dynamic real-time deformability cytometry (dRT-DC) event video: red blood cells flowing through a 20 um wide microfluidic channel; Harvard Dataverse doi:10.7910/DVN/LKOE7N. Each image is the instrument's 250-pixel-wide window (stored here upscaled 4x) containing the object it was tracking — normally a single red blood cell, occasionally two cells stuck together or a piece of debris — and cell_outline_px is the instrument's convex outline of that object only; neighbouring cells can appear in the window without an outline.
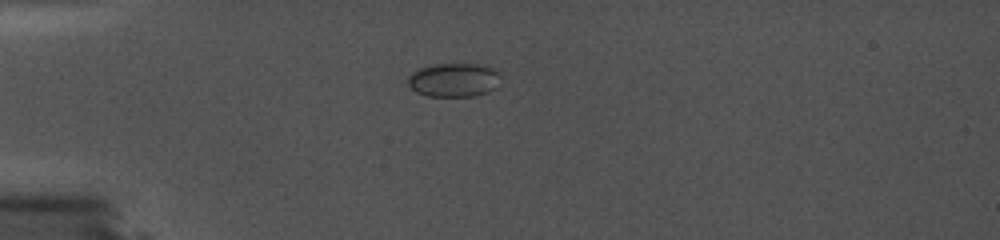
{"species": "common noctule bat (a hibernating species)", "species_latin": "Nyctalus noctula", "temperature_condition": "cold", "stored_images_in_passage": 67, "camera_frame_rate_fps": 5000, "um_per_image_px": 0.085, "animal": {"sex": "female", "body_mass_g": 19.0, "forearm_length_mm": 56.7}, "frame": {"image": 1, "passage_image": 2, "time_ms": 0.2, "image_size_px": [1000, 240], "cell_outline_px": [[500, 76], [496, 88], [488, 92], [472, 96], [428, 96], [416, 92], [408, 84], [408, 76], [412, 72], [420, 68], [436, 64], [488, 64]], "centroid_in_image_um": [38.58, 6.79], "position_along_channel_um": 46.4, "area_um2": 18.26}}
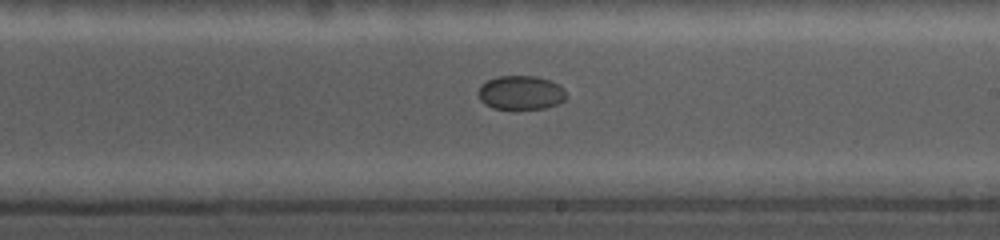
{"frame": {"image": 2, "passage_image": 35, "time_ms": 6.8, "image_size_px": [1000, 240], "cell_outline_px": [[568, 96], [564, 100], [556, 104], [544, 108], [512, 112], [492, 108], [484, 104], [480, 100], [476, 92], [480, 84], [496, 76], [536, 76], [560, 84], [564, 88]], "centroid_in_image_um": [44.23, 7.92], "position_along_channel_um": 244.8, "area_um2": 18.32}}
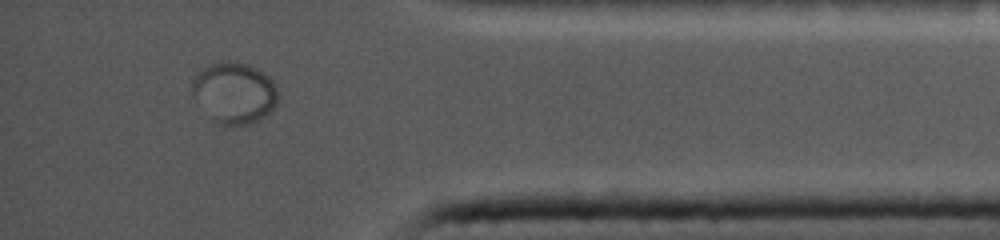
{"frame": {"image": 3, "passage_image": 61, "time_ms": 12.0, "image_size_px": [1000, 240], "cell_outline_px": [[276, 104], [272, 112], [252, 124], [216, 124], [192, 92], [192, 80], [200, 68], [216, 60], [236, 60], [248, 64], [264, 72], [276, 84]], "centroid_in_image_um": [19.92, 7.83], "position_along_channel_um": 415.3, "area_um2": 30.81}}